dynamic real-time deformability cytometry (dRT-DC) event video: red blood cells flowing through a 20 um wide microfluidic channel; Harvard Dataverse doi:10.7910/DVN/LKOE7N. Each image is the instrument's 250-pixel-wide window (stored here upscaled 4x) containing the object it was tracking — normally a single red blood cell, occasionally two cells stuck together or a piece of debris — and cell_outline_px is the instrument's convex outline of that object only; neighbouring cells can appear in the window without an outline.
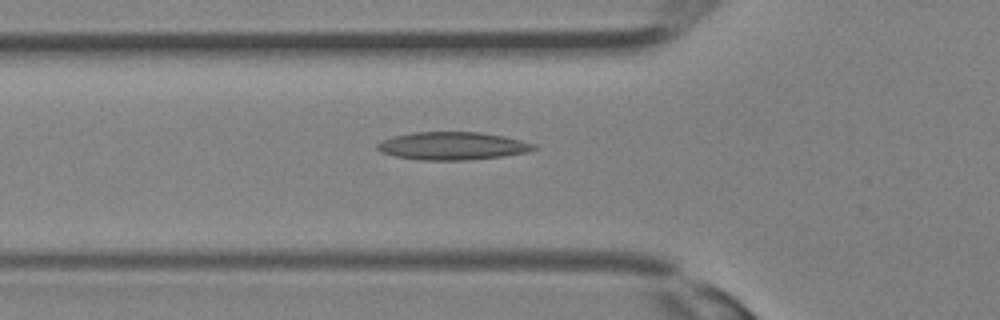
{"species": "Egyptian fruit bat (a non-hibernating species)", "species_latin": "Rousettus aegyptiacus", "temperature_condition": "room temperature", "stored_images_in_passage": 31, "camera_frame_rate_fps": 3000, "um_per_image_px": 0.085, "animal": {"sex": "female"}, "frame": {"image": 1, "passage_image": 11, "time_ms": 3.333, "image_size_px": [1000, 320], "cell_outline_px": [[540, 148], [528, 152], [504, 156], [468, 160], [416, 160], [396, 156], [380, 152], [376, 148], [376, 144], [380, 140], [392, 136], [412, 132], [480, 132], [504, 136], [536, 144]], "centroid_in_image_um": [38.45, 12.4], "position_along_channel_um": 87.3, "area_um2": 25.78}}
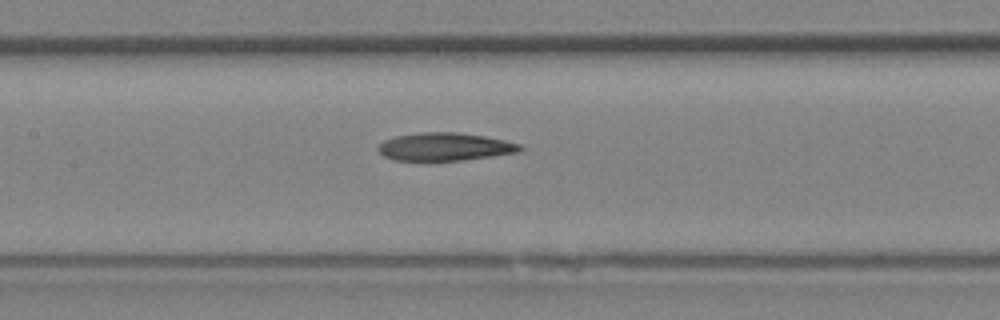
{"frame": {"image": 2, "passage_image": 15, "time_ms": 4.667, "image_size_px": [1000, 320], "cell_outline_px": [[524, 148], [520, 152], [464, 160], [396, 160], [384, 156], [376, 148], [384, 140], [396, 136], [420, 132], [456, 132], [484, 136], [504, 140], [520, 144]], "centroid_in_image_um": [37.83, 12.47], "position_along_channel_um": 169.6, "area_um2": 23.0}}
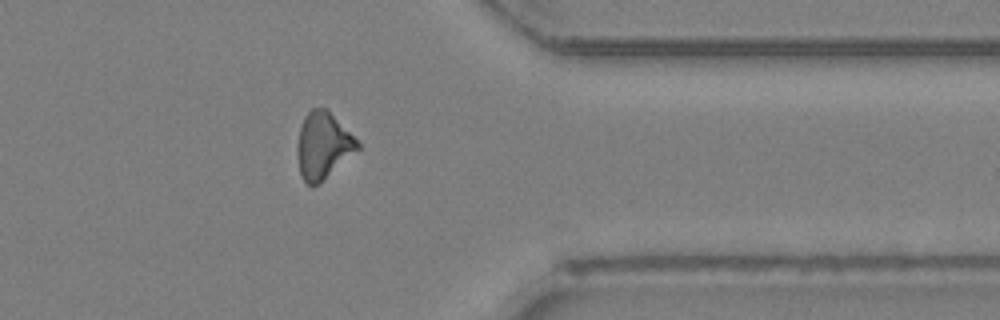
{"frame": {"image": 3, "passage_image": 26, "time_ms": 8.333, "image_size_px": [1000, 320], "cell_outline_px": [[360, 148], [320, 184], [308, 184], [304, 180], [300, 172], [296, 152], [296, 148], [300, 128], [304, 116], [312, 108], [328, 108], [360, 144]], "centroid_in_image_um": [27.45, 12.36], "position_along_channel_um": 383.9, "area_um2": 23.35}}